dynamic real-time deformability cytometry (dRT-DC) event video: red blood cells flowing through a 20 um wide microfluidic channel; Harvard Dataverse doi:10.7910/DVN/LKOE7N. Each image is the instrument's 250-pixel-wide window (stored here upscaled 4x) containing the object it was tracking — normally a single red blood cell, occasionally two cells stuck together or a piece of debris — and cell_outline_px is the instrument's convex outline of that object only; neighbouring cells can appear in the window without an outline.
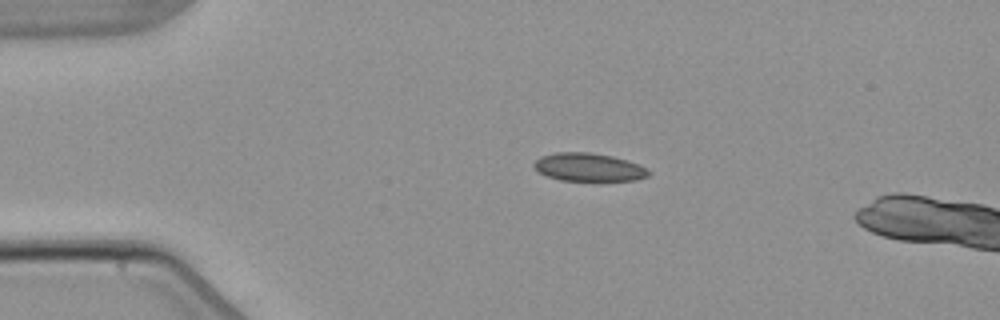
{"species": "common noctule bat (a hibernating species)", "species_latin": "Nyctalus noctula", "temperature_condition": "warm", "stored_images_in_passage": 5, "camera_frame_rate_fps": 3000, "um_per_image_px": 0.085, "animal": {"sex": "male", "body_mass_g": 21.5, "forearm_length_mm": 52.0}, "frame": {"image": 1, "passage_image": 3, "time_ms": 2.667, "image_size_px": [1000, 320], "cell_outline_px": [[652, 172], [648, 176], [636, 180], [560, 180], [548, 176], [540, 172], [532, 164], [540, 156], [556, 152], [592, 152], [612, 156], [628, 160], [640, 164], [648, 168]], "centroid_in_image_um": [50.08, 14.2], "position_along_channel_um": 34.9, "area_um2": 18.84}}